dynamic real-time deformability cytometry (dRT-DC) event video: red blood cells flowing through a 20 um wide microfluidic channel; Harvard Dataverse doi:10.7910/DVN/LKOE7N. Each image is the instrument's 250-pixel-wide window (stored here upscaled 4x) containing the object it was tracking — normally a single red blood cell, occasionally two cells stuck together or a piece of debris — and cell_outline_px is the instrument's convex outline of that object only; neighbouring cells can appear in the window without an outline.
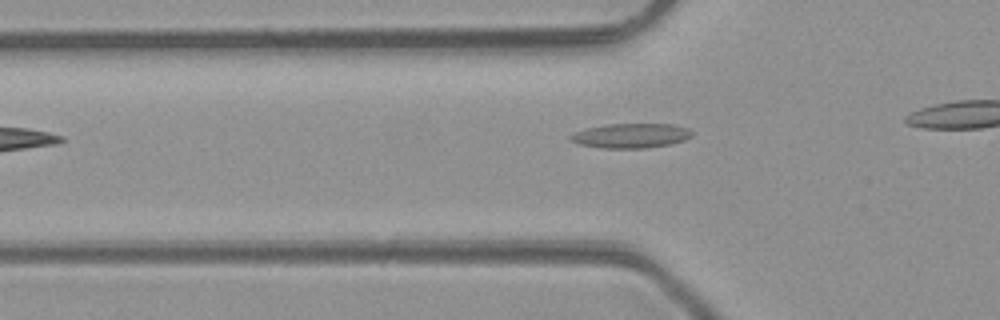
{"species": "common noctule bat (a hibernating species)", "species_latin": "Nyctalus noctula", "temperature_condition": "room temperature", "stored_images_in_passage": 5, "camera_frame_rate_fps": 3000, "um_per_image_px": 0.085, "animal": {"sex": "male", "body_mass_g": 23.1, "forearm_length_mm": 52.7}, "frame": {"image": 1, "passage_image": 5, "time_ms": 4.667, "image_size_px": [1000, 320], "cell_outline_px": [[692, 136], [684, 140], [672, 144], [648, 148], [600, 148], [580, 144], [568, 140], [568, 136], [584, 128], [608, 124], [672, 124], [688, 128], [692, 132]], "centroid_in_image_um": [53.61, 11.53], "position_along_channel_um": 72.2, "area_um2": 17.57}}